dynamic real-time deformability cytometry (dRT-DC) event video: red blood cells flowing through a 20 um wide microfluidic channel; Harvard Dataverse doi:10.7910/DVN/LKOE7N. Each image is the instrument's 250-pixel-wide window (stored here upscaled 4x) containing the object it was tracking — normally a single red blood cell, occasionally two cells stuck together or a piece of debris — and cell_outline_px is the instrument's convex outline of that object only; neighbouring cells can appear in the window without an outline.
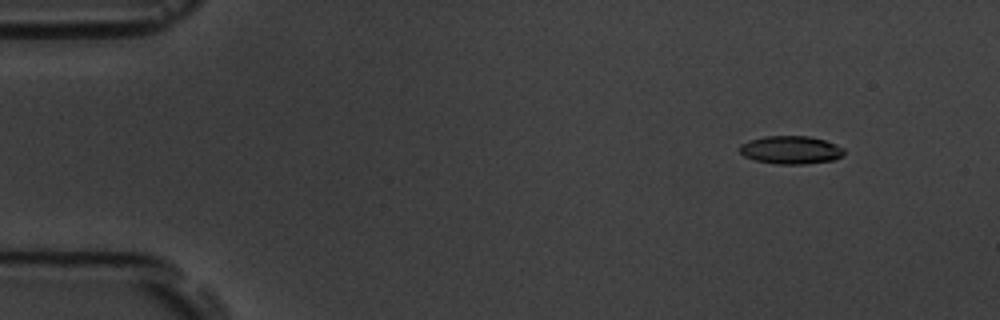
{"species": "common noctule bat (a hibernating species)", "species_latin": "Nyctalus noctula", "temperature_condition": "room temperature", "stored_images_in_passage": 5, "camera_frame_rate_fps": 3000, "um_per_image_px": 0.085, "animal": {"sex": "male", "body_mass_g": 19.5, "forearm_length_mm": 54.6}, "frame": {"image": 1, "passage_image": 1, "time_ms": 0.0, "image_size_px": [1000, 320], "cell_outline_px": [[844, 156], [836, 160], [804, 164], [776, 164], [756, 160], [744, 156], [740, 152], [740, 144], [748, 140], [764, 136], [808, 136], [824, 140], [844, 148]], "centroid_in_image_um": [67.23, 12.75], "position_along_channel_um": 17.8, "area_um2": 17.17}}